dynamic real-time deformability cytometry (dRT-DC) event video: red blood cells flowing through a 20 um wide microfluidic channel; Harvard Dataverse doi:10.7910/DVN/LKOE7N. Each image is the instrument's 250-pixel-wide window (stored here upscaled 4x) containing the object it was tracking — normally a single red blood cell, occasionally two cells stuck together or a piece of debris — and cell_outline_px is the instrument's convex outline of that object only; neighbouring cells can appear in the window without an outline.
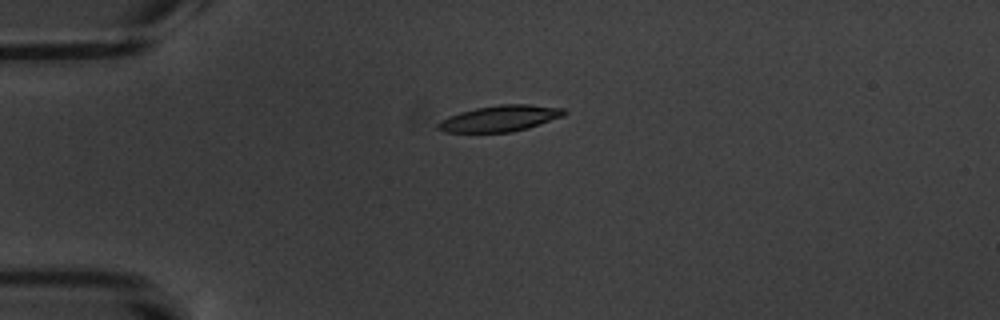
{"species": "common noctule bat (a hibernating species)", "species_latin": "Nyctalus noctula", "temperature_condition": "warm", "stored_images_in_passage": 2, "camera_frame_rate_fps": 3000, "um_per_image_px": 0.085, "animal": {"sex": "male", "body_mass_g": 20.1, "forearm_length_mm": 53.5}, "frame": {"image": 1, "passage_image": 2, "time_ms": 1.333, "image_size_px": [1000, 320], "cell_outline_px": [[568, 112], [564, 116], [528, 128], [512, 132], [444, 132], [436, 128], [436, 124], [440, 120], [448, 116], [460, 112], [476, 108], [500, 104], [528, 104], [564, 108]], "centroid_in_image_um": [42.5, 10.06], "position_along_channel_um": 42.5, "area_um2": 19.31}}